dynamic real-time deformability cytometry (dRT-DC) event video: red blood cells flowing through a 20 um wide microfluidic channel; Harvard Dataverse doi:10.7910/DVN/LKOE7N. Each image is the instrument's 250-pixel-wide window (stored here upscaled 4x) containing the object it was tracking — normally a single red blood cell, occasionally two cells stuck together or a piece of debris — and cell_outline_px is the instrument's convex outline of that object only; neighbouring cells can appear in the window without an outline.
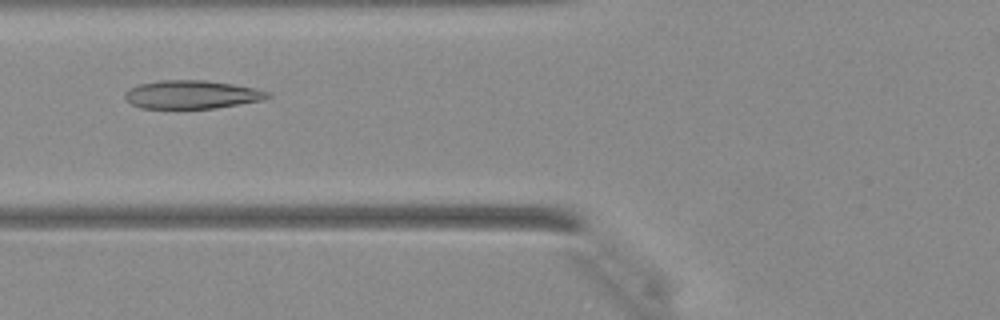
{"species": "Egyptian fruit bat (a non-hibernating species)", "species_latin": "Rousettus aegyptiacus", "temperature_condition": "warm", "stored_images_in_passage": 33, "camera_frame_rate_fps": 3000, "um_per_image_px": 0.085, "animal": {"sex": "female"}, "frame": {"image": 1, "passage_image": 9, "time_ms": 2.667, "image_size_px": [1000, 320], "cell_outline_px": [[272, 96], [264, 100], [216, 108], [140, 108], [124, 100], [124, 92], [128, 88], [140, 84], [160, 80], [204, 80], [232, 84], [272, 92]], "centroid_in_image_um": [16.29, 8.04], "position_along_channel_um": 109.5, "area_um2": 23.7}}
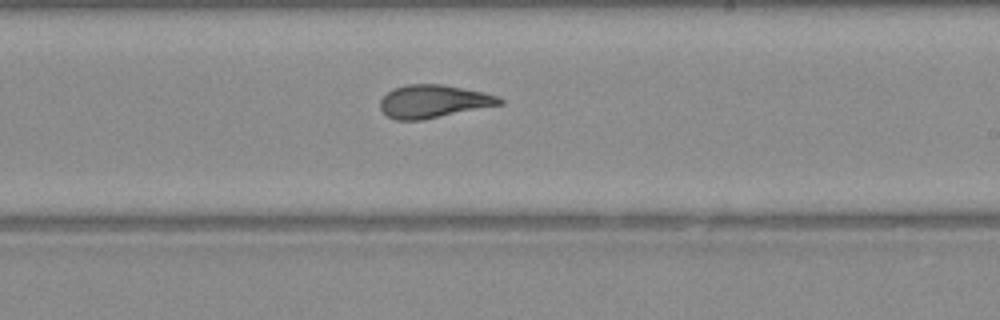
{"frame": {"image": 2, "passage_image": 18, "time_ms": 5.667, "image_size_px": [1000, 320], "cell_outline_px": [[504, 104], [424, 120], [396, 120], [388, 116], [380, 108], [380, 100], [392, 88], [408, 84], [444, 84], [484, 92], [496, 96], [504, 100]], "centroid_in_image_um": [36.86, 8.62], "position_along_channel_um": 252.1, "area_um2": 23.12}}
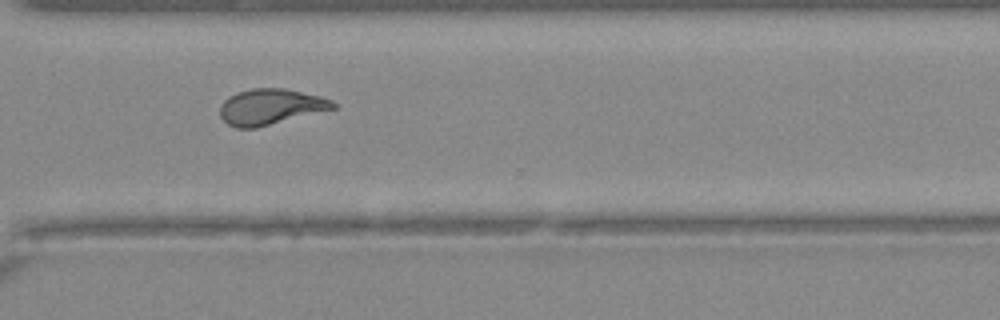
{"frame": {"image": 3, "passage_image": 24, "time_ms": 7.667, "image_size_px": [1000, 320], "cell_outline_px": [[336, 108], [256, 128], [236, 128], [228, 124], [220, 116], [220, 104], [228, 96], [236, 92], [252, 88], [284, 88], [320, 96], [332, 100], [336, 104]], "centroid_in_image_um": [22.97, 9.07], "position_along_channel_um": 347.6, "area_um2": 23.58}}